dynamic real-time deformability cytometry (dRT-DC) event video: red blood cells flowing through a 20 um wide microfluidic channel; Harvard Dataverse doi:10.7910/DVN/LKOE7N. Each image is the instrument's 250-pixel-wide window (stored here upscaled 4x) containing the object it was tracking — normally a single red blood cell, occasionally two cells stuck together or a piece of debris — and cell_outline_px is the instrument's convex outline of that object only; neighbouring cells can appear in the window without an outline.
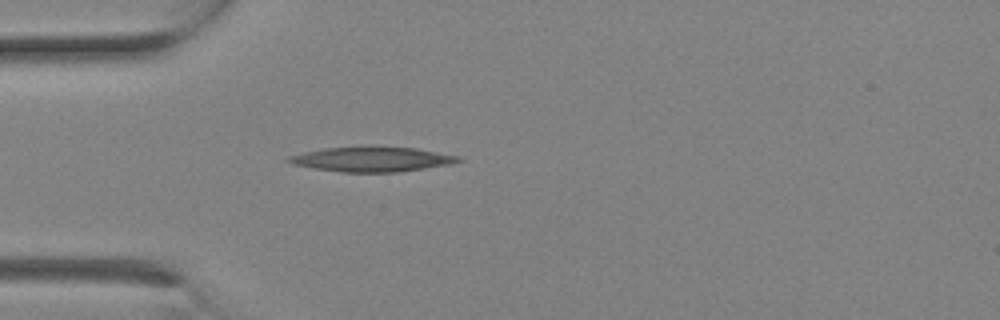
{"species": "Egyptian fruit bat (a non-hibernating species)", "species_latin": "Rousettus aegyptiacus", "temperature_condition": "room temperature", "stored_images_in_passage": 1, "camera_frame_rate_fps": 3000, "um_per_image_px": 0.085, "animal": {"sex": "female"}, "frame": {"image": 1, "passage_image": 1, "time_ms": 0.0, "image_size_px": [1000, 320], "cell_outline_px": [[464, 160], [448, 164], [396, 172], [340, 172], [312, 168], [292, 164], [284, 160], [288, 156], [304, 152], [324, 148], [416, 148], [460, 156]], "centroid_in_image_um": [31.56, 13.55], "position_along_channel_um": 53.4, "area_um2": 23.87}}